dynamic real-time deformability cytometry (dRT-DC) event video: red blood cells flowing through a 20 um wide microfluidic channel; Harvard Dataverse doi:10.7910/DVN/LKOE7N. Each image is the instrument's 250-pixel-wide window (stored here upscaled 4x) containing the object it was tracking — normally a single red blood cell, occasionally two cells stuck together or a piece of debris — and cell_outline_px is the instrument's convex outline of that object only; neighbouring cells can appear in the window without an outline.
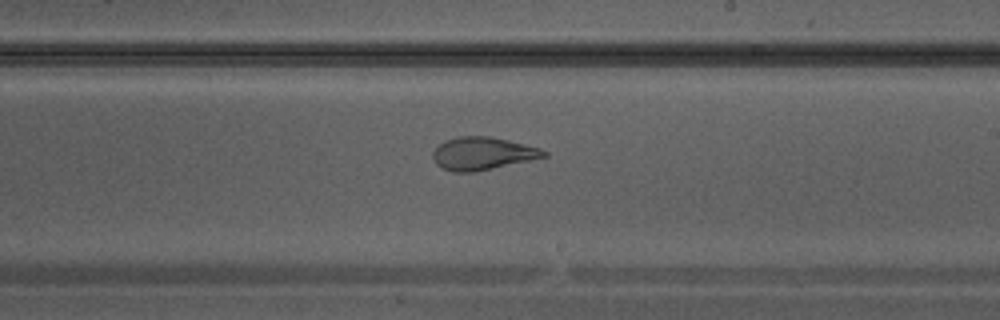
{"species": "Egyptian fruit bat (a non-hibernating species)", "species_latin": "Rousettus aegyptiacus", "temperature_condition": "warm", "stored_images_in_passage": 27, "camera_frame_rate_fps": 3000, "um_per_image_px": 0.085, "animal": {"sex": "male"}, "frame": {"image": 1, "passage_image": 16, "time_ms": 5.0, "image_size_px": [1000, 320], "cell_outline_px": [[548, 156], [492, 168], [472, 172], [452, 172], [440, 168], [436, 164], [432, 156], [432, 152], [444, 140], [456, 136], [488, 136], [508, 140], [540, 148], [548, 152]], "centroid_in_image_um": [40.98, 13.04], "position_along_channel_um": 248.0, "area_um2": 21.15}}